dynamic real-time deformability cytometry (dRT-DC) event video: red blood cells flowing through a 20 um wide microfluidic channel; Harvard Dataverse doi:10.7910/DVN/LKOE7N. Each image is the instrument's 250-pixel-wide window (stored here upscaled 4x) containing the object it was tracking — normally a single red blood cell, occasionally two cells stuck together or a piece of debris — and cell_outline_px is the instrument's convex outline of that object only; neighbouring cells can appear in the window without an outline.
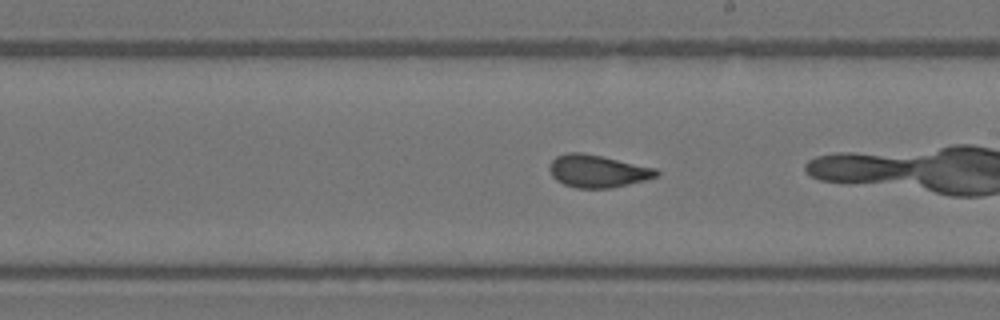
{"species": "Egyptian fruit bat (a non-hibernating species)", "species_latin": "Rousettus aegyptiacus", "temperature_condition": "warm", "stored_images_in_passage": 46, "camera_frame_rate_fps": 3000, "um_per_image_px": 0.085, "animal": {"sex": "female"}, "frame": {"image": 1, "passage_image": 25, "time_ms": 8.0, "image_size_px": [1000, 320], "cell_outline_px": [[660, 172], [656, 176], [644, 180], [612, 188], [576, 188], [564, 184], [556, 180], [552, 176], [548, 168], [552, 160], [556, 156], [568, 152], [580, 152], [600, 156], [656, 168]], "centroid_in_image_um": [50.76, 14.55], "position_along_channel_um": 238.2, "area_um2": 20.11}}
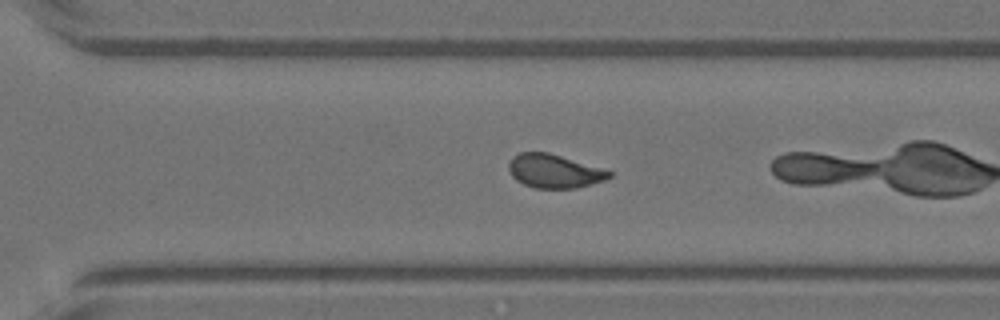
{"frame": {"image": 2, "passage_image": 31, "time_ms": 10.0, "image_size_px": [1000, 320], "cell_outline_px": [[612, 176], [604, 180], [576, 188], [536, 188], [524, 184], [516, 180], [512, 176], [508, 168], [508, 160], [512, 156], [520, 152], [548, 152], [612, 172]], "centroid_in_image_um": [47.04, 14.54], "position_along_channel_um": 323.6, "area_um2": 19.48}}